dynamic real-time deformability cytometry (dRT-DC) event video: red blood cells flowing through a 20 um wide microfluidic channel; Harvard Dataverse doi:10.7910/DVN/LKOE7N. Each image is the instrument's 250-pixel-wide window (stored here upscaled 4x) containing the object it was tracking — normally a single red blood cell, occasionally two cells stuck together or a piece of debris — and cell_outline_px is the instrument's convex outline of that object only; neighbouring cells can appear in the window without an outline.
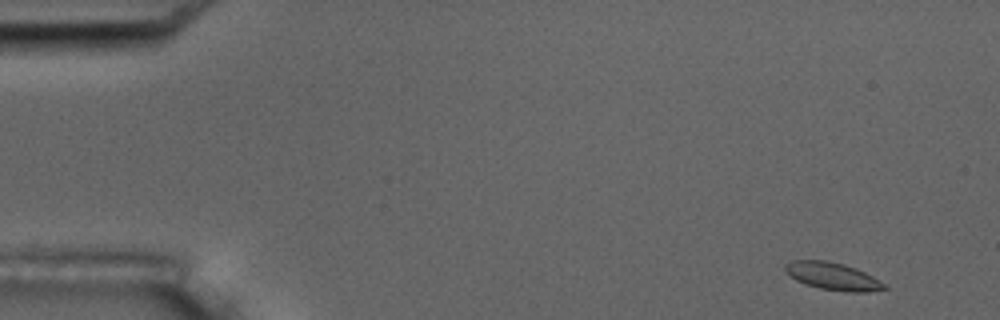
{"species": "common noctule bat (a hibernating species)", "species_latin": "Nyctalus noctula", "temperature_condition": "room temperature", "stored_images_in_passage": 5, "camera_frame_rate_fps": 3000, "um_per_image_px": 0.085, "animal": {"sex": "male", "body_mass_g": 17.5, "forearm_length_mm": 52.3}, "frame": {"image": 1, "passage_image": 1, "time_ms": 0.0, "image_size_px": [1000, 320], "cell_outline_px": [[888, 288], [868, 292], [848, 292], [820, 288], [804, 284], [796, 280], [784, 272], [784, 264], [792, 260], [828, 260], [844, 264], [856, 268], [872, 276], [884, 284]], "centroid_in_image_um": [70.73, 23.47], "position_along_channel_um": 14.3, "area_um2": 15.95}}
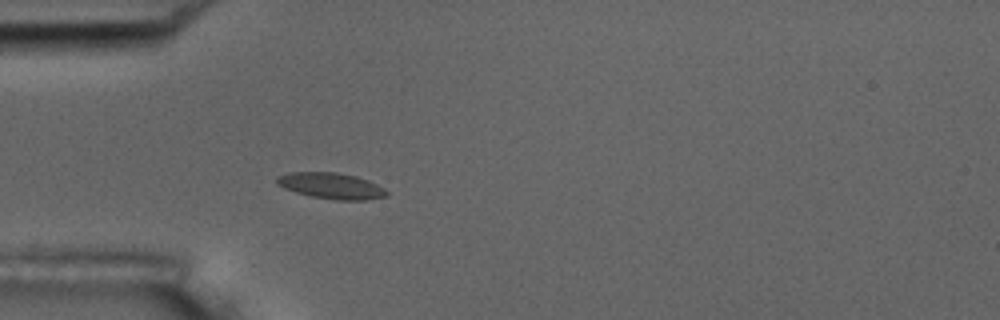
{"frame": {"image": 2, "passage_image": 5, "time_ms": 4.333, "image_size_px": [1000, 320], "cell_outline_px": [[388, 196], [368, 200], [336, 200], [312, 196], [296, 192], [284, 188], [276, 184], [276, 176], [288, 172], [336, 172], [356, 176], [368, 180], [384, 188], [388, 192]], "centroid_in_image_um": [28.15, 15.79], "position_along_channel_um": 56.8, "area_um2": 16.76}}